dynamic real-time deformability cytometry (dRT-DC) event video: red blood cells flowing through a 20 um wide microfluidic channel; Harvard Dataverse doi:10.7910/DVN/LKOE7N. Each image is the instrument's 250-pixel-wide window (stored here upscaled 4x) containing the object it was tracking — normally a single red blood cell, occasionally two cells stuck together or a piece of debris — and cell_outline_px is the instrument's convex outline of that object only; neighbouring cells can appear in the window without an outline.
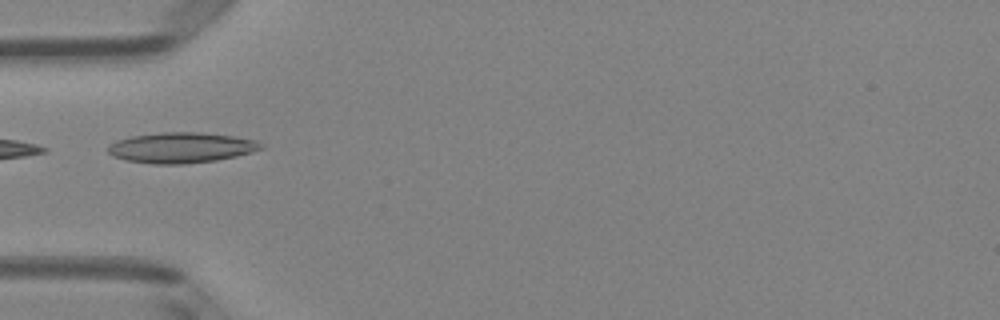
{"species": "Egyptian fruit bat (a non-hibernating species)", "species_latin": "Rousettus aegyptiacus", "temperature_condition": "room temperature", "stored_images_in_passage": 4, "camera_frame_rate_fps": 3000, "um_per_image_px": 0.085, "animal": {"sex": "female"}, "frame": {"image": 1, "passage_image": 4, "time_ms": 1.0, "image_size_px": [1000, 320], "cell_outline_px": [[264, 148], [252, 152], [236, 156], [216, 160], [184, 164], [156, 164], [128, 160], [112, 156], [108, 152], [108, 144], [116, 140], [132, 136], [164, 132], [200, 132], [232, 136], [256, 140]], "centroid_in_image_um": [15.39, 12.55], "position_along_channel_um": 69.6, "area_um2": 27.05}}